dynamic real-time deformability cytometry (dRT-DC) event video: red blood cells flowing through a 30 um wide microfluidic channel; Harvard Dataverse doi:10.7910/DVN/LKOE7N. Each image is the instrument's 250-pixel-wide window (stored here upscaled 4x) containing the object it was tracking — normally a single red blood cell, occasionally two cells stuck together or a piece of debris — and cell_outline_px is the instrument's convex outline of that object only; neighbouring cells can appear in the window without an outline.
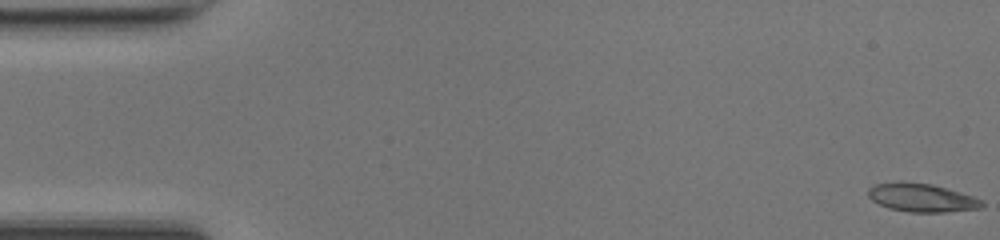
{"species": "common noctule bat (a hibernating species)", "species_latin": "Nyctalus noctula", "temperature_condition": "room temperature", "stored_images_in_passage": 49, "camera_frame_rate_fps": 3000, "um_per_image_px": 0.085, "animal": {"sex": "female", "body_mass_g": 17.0, "forearm_length_mm": 48.0}, "frame": {"image": 1, "passage_image": 1, "time_ms": 0.0, "image_size_px": [1000, 240], "cell_outline_px": [[984, 204], [980, 208], [944, 212], [908, 212], [888, 208], [872, 200], [868, 196], [868, 188], [872, 184], [900, 180], [932, 184], [960, 192], [972, 196], [980, 200]], "centroid_in_image_um": [78.27, 16.78], "position_along_channel_um": 6.7, "area_um2": 18.96}}
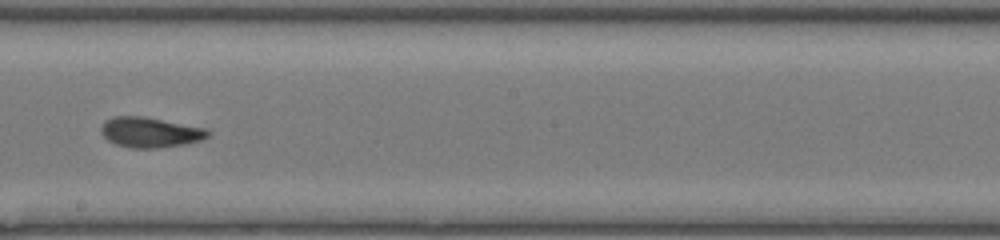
{"frame": {"image": 2, "passage_image": 28, "time_ms": 9.0, "image_size_px": [1000, 240], "cell_outline_px": [[212, 132], [208, 136], [200, 140], [184, 144], [160, 148], [132, 148], [116, 144], [108, 140], [100, 132], [100, 128], [104, 120], [112, 116], [144, 116], [208, 128]], "centroid_in_image_um": [12.76, 11.23], "position_along_channel_um": 235.4, "area_um2": 19.07}}
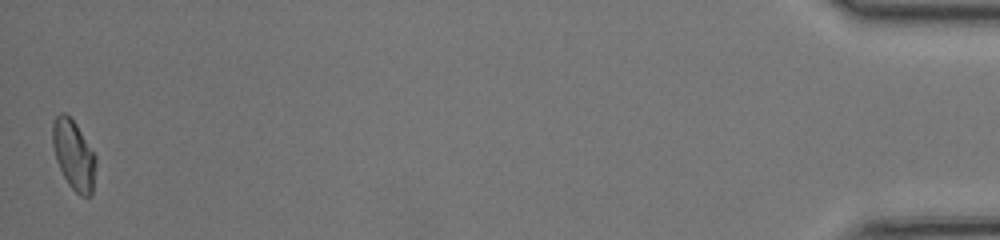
{"frame": {"image": 3, "passage_image": 49, "time_ms": 16.0, "image_size_px": [1000, 240], "cell_outline_px": [[96, 164], [92, 196], [80, 196], [68, 184], [56, 160], [52, 144], [52, 124], [56, 116], [60, 112], [64, 112], [76, 124], [96, 156]], "centroid_in_image_um": [6.26, 13.18], "position_along_channel_um": 428.9, "area_um2": 17.51}, "authors_computed_cell_mechanics": {"area_um2": 18.3804, "velocity_mm_per_s": 4.2351, "shape_relaxation_time_tau1_ms": 5.3418, "shape_relaxation_time_tau2_ms": 2.0283, "deformation_change_tau1": 0.1807, "deformation_change_tau2": 0.0746}}